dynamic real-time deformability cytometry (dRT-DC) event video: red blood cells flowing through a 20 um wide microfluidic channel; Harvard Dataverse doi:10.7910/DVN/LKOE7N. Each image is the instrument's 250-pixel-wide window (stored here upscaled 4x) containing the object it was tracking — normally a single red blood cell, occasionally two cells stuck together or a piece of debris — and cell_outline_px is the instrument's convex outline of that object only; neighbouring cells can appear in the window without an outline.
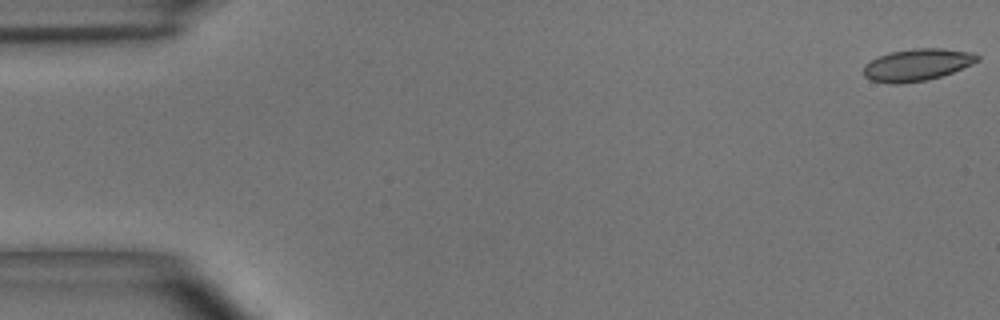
{"species": "common noctule bat (a hibernating species)", "species_latin": "Nyctalus noctula", "temperature_condition": "room temperature", "stored_images_in_passage": 49, "camera_frame_rate_fps": 3000, "um_per_image_px": 0.085, "animal": {"sex": "male", "body_mass_g": 15.6}, "frame": {"image": 1, "passage_image": 1, "time_ms": 0.0, "image_size_px": [1000, 320], "cell_outline_px": [[980, 60], [972, 64], [952, 72], [928, 80], [900, 84], [892, 84], [872, 80], [864, 76], [864, 64], [880, 56], [892, 52], [912, 48], [944, 48], [972, 52], [980, 56]], "centroid_in_image_um": [77.98, 5.5], "position_along_channel_um": 7.0, "area_um2": 21.21}}
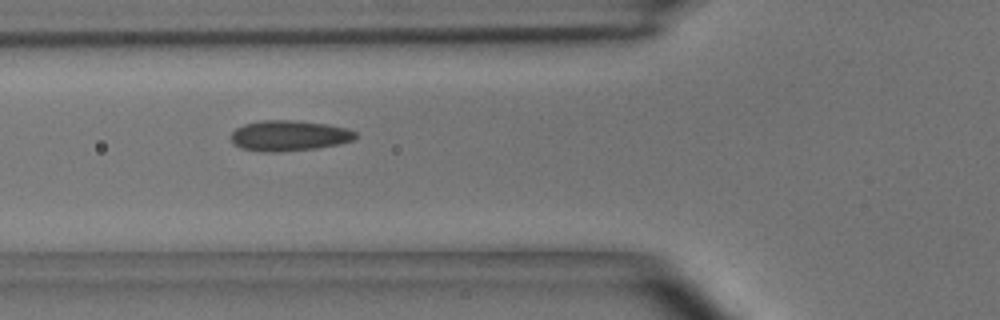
{"frame": {"image": 2, "passage_image": 18, "time_ms": 5.667, "image_size_px": [1000, 320], "cell_outline_px": [[356, 140], [340, 144], [316, 148], [280, 152], [260, 152], [240, 148], [232, 144], [232, 132], [236, 128], [244, 124], [264, 120], [296, 120], [328, 124], [348, 128], [356, 132]], "centroid_in_image_um": [24.59, 11.54], "position_along_channel_um": 101.2, "area_um2": 22.48}}
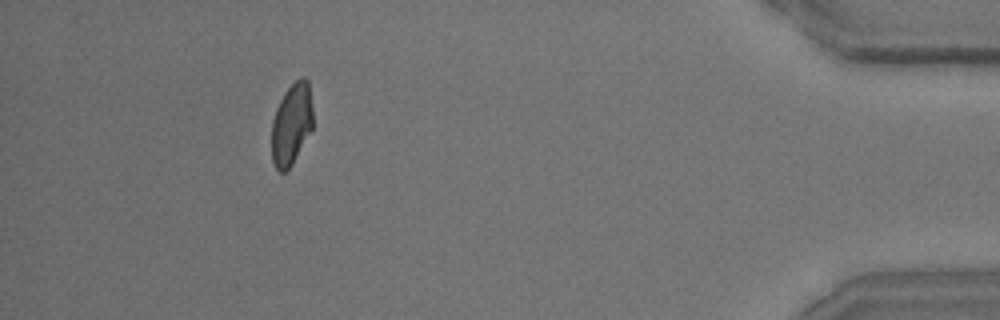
{"frame": {"image": 3, "passage_image": 45, "time_ms": 14.667, "image_size_px": [1000, 320], "cell_outline_px": [[312, 128], [292, 164], [284, 172], [280, 172], [276, 168], [272, 160], [272, 120], [276, 108], [284, 92], [300, 76], [304, 76], [308, 80], [312, 108]], "centroid_in_image_um": [24.77, 10.52], "position_along_channel_um": 410.4, "area_um2": 19.48}, "authors_computed_cell_mechanics": {"area_um2": 20.9236, "velocity_mm_per_s": 4.0709, "shape_relaxation_time_tau1_ms": 7.8078, "shape_relaxation_time_tau2_ms": 1.4524, "deformation_change_tau1": 0.1754, "deformation_change_tau2": 0.0699}}